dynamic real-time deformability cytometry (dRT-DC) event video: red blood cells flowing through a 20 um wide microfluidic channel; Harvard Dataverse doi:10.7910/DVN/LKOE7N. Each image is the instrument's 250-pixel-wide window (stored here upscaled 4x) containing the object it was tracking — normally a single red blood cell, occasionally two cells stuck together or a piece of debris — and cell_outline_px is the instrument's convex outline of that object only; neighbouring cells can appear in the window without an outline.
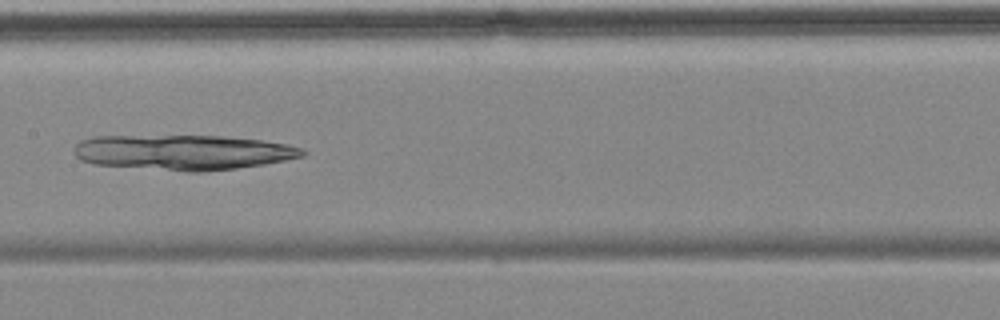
{"species": "common noctule bat (a hibernating species)", "species_latin": "Nyctalus noctula", "temperature_condition": "cold", "stored_images_in_passage": 9, "camera_frame_rate_fps": 3000, "um_per_image_px": 0.085, "animal": {"sex": "female", "body_mass_g": 18.4}, "frame": {"image": 1, "passage_image": 8, "time_ms": 8.333, "image_size_px": [1000, 320], "cell_outline_px": [[308, 152], [304, 156], [264, 164], [236, 168], [204, 172], [184, 172], [92, 164], [80, 160], [72, 152], [76, 144], [80, 140], [96, 136], [224, 136], [260, 140], [288, 144], [300, 148]], "centroid_in_image_um": [15.53, 12.95], "position_along_channel_um": 191.9, "area_um2": 47.11}}
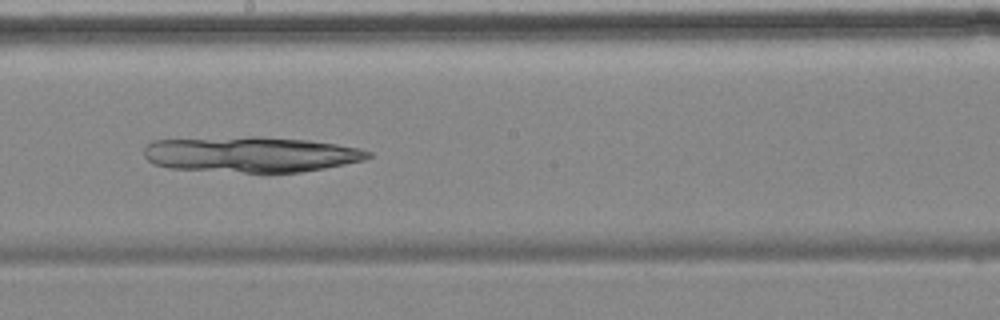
{"frame": {"image": 2, "passage_image": 9, "time_ms": 9.333, "image_size_px": [1000, 320], "cell_outline_px": [[372, 156], [364, 160], [324, 168], [300, 172], [244, 172], [168, 168], [152, 164], [144, 156], [144, 148], [152, 140], [248, 136], [256, 136], [308, 140], [336, 144], [360, 148], [372, 152]], "centroid_in_image_um": [21.31, 13.11], "position_along_channel_um": 226.9, "area_um2": 46.59}}